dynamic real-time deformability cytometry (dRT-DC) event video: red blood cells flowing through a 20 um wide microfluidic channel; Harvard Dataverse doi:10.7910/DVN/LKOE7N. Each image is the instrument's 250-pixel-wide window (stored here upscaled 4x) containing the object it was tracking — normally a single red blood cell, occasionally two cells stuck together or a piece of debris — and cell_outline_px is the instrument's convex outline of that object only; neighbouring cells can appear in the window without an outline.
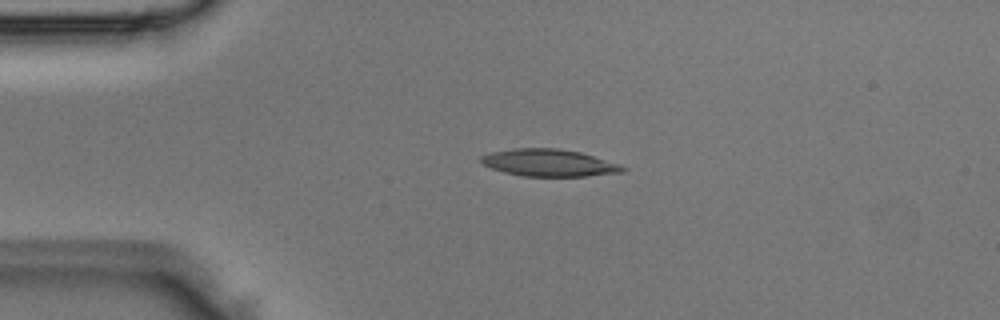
{"species": "Egyptian fruit bat (a non-hibernating species)", "species_latin": "Rousettus aegyptiacus", "temperature_condition": "room temperature", "stored_images_in_passage": 3, "camera_frame_rate_fps": 3000, "um_per_image_px": 0.085, "animal": {"sex": "male"}, "frame": {"image": 1, "passage_image": 3, "time_ms": 0.667, "image_size_px": [1000, 320], "cell_outline_px": [[628, 168], [624, 172], [584, 176], [524, 176], [504, 172], [492, 168], [484, 164], [480, 160], [480, 156], [492, 152], [512, 148], [560, 148], [580, 152], [620, 164]], "centroid_in_image_um": [46.68, 13.83], "position_along_channel_um": 38.3, "area_um2": 22.37}}